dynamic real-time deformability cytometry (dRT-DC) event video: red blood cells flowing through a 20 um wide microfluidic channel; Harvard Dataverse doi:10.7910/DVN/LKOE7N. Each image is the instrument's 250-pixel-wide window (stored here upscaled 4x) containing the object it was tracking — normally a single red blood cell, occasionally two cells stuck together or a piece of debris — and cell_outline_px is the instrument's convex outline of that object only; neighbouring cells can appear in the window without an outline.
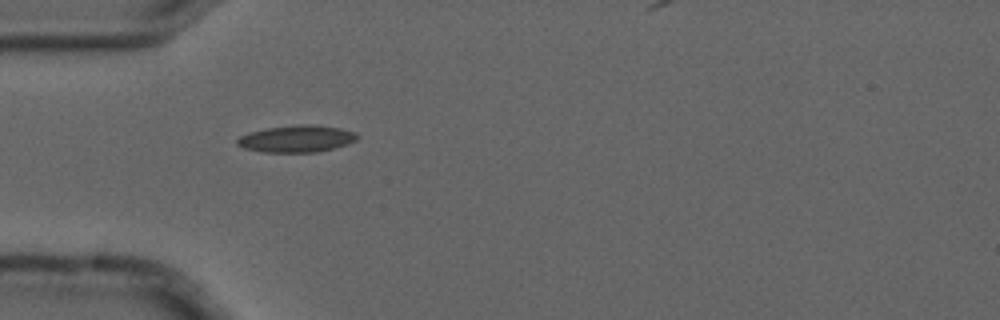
{"species": "common noctule bat (a hibernating species)", "species_latin": "Nyctalus noctula", "temperature_condition": "cold", "stored_images_in_passage": 1, "camera_frame_rate_fps": 3000, "um_per_image_px": 0.085, "animal": {"sex": "male", "forearm_length_mm": 52.5}, "frame": {"image": 1, "passage_image": 1, "time_ms": 0.0, "image_size_px": [1000, 320], "cell_outline_px": [[360, 136], [356, 140], [348, 144], [316, 152], [264, 152], [244, 148], [236, 144], [236, 140], [240, 136], [252, 132], [268, 128], [300, 124], [308, 124], [340, 128], [356, 132]], "centroid_in_image_um": [25.24, 11.79], "position_along_channel_um": 59.8, "area_um2": 18.67}}